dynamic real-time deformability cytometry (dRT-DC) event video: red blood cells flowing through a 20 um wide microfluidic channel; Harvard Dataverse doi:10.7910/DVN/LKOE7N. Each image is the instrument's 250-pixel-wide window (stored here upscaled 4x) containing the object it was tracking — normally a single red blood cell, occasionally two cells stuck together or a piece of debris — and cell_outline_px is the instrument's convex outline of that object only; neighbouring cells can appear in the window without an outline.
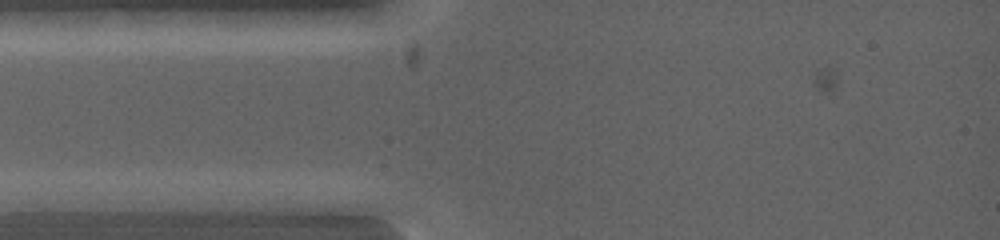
{"species": "common noctule bat (a hibernating species)", "species_latin": "Nyctalus noctula", "temperature_condition": "warm", "stored_images_in_passage": 5, "camera_frame_rate_fps": 5000, "um_per_image_px": 0.085, "animal": {"sex": "female", "body_mass_g": 19.0, "forearm_length_mm": 53.3}, "frame": {"image": 1, "passage_image": 1, "time_ms": 0.0, "image_size_px": [1000, 240], "cell_outline_px": [[108, 200], [96, 212], [20, 212], [16, 204], [16, 200], [100, 192]], "centroid_in_image_um": [5.41, 17.3], "position_along_channel_um": 79.6, "area_um2": 10.0}}